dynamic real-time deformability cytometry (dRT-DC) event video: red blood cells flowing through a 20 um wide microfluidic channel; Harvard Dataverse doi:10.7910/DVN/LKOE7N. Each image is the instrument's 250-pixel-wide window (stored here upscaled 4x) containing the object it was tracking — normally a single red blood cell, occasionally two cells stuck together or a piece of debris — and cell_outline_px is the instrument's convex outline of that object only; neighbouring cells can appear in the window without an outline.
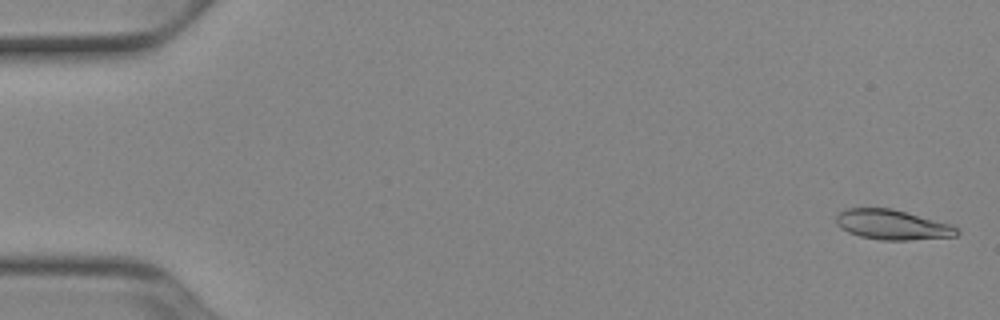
{"species": "Egyptian fruit bat (a non-hibernating species)", "species_latin": "Rousettus aegyptiacus", "temperature_condition": "cold", "stored_images_in_passage": 52, "camera_frame_rate_fps": 3000, "um_per_image_px": 0.085, "animal": {"sex": "female"}, "frame": {"image": 1, "passage_image": 2, "time_ms": 0.333, "image_size_px": [1000, 320], "cell_outline_px": [[960, 232], [956, 236], [908, 240], [880, 240], [860, 236], [848, 232], [840, 228], [836, 224], [836, 216], [840, 212], [848, 208], [892, 208], [952, 224]], "centroid_in_image_um": [75.85, 19.1], "position_along_channel_um": 9.2, "area_um2": 21.1}}
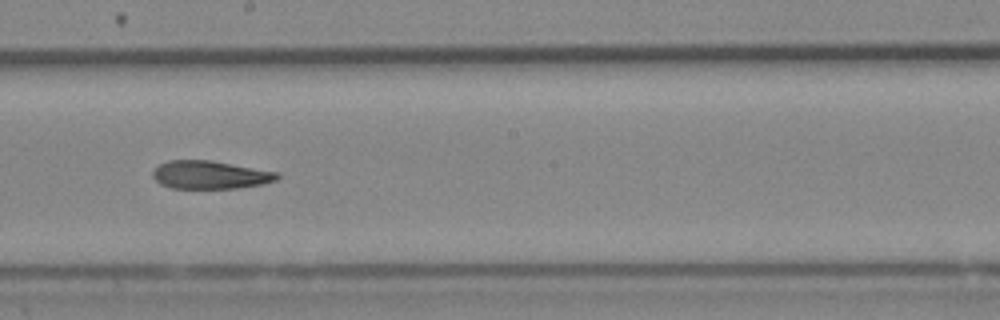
{"frame": {"image": 2, "passage_image": 30, "time_ms": 9.667, "image_size_px": [1000, 320], "cell_outline_px": [[280, 176], [276, 180], [264, 184], [236, 188], [172, 188], [160, 184], [152, 176], [152, 172], [160, 164], [168, 160], [212, 160], [280, 172]], "centroid_in_image_um": [17.89, 14.85], "position_along_channel_um": 230.3, "area_um2": 20.52}}
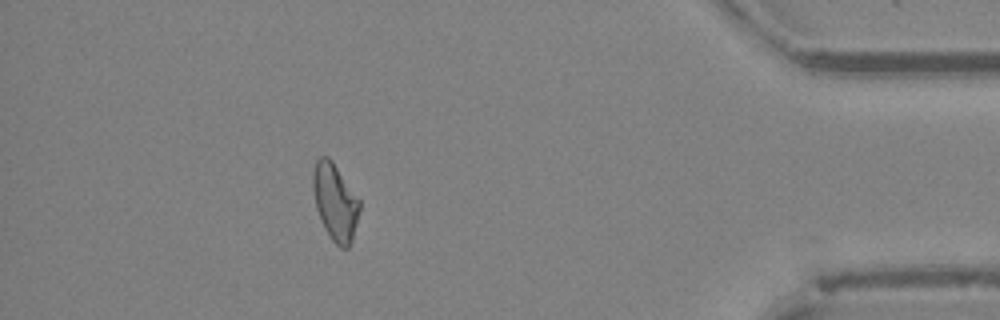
{"frame": {"image": 3, "passage_image": 47, "time_ms": 15.333, "image_size_px": [1000, 320], "cell_outline_px": [[360, 208], [352, 240], [348, 248], [340, 248], [332, 240], [324, 228], [316, 208], [312, 188], [312, 172], [316, 160], [320, 156], [328, 156], [332, 160], [360, 200]], "centroid_in_image_um": [28.47, 17.15], "position_along_channel_um": 406.7, "area_um2": 20.92}, "authors_computed_cell_mechanics": {"area_um2": 21.1548, "velocity_mm_per_s": 3.9094, "shape_relaxation_time_tau1_ms": 4.0241, "shape_relaxation_time_tau2_ms": 6.4282, "deformation_change_tau1": 0.147, "deformation_change_tau2": 0.1719}}